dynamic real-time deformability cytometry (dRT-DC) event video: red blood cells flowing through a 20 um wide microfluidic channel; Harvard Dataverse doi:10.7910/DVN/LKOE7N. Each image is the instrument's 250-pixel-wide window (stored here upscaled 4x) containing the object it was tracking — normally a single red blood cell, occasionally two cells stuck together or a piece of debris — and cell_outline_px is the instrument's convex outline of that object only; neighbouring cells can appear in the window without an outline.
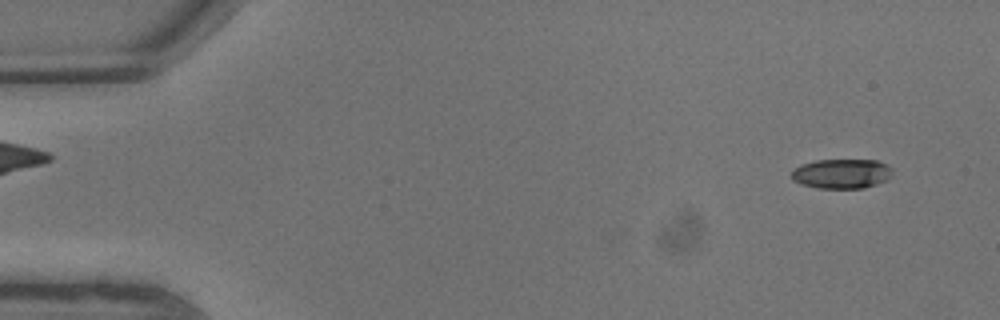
{"species": "common noctule bat (a hibernating species)", "species_latin": "Nyctalus noctula", "temperature_condition": "warm", "stored_images_in_passage": 8, "camera_frame_rate_fps": 3000, "um_per_image_px": 0.085, "animal": {"sex": "male", "body_mass_g": 13.3}, "frame": {"image": 1, "passage_image": 1, "time_ms": 0.0, "image_size_px": [1000, 320], "cell_outline_px": [[892, 176], [888, 180], [864, 188], [816, 188], [800, 184], [792, 180], [792, 172], [800, 164], [816, 160], [876, 160], [888, 164], [892, 168]], "centroid_in_image_um": [71.56, 14.76], "position_along_channel_um": 13.4, "area_um2": 17.63}}
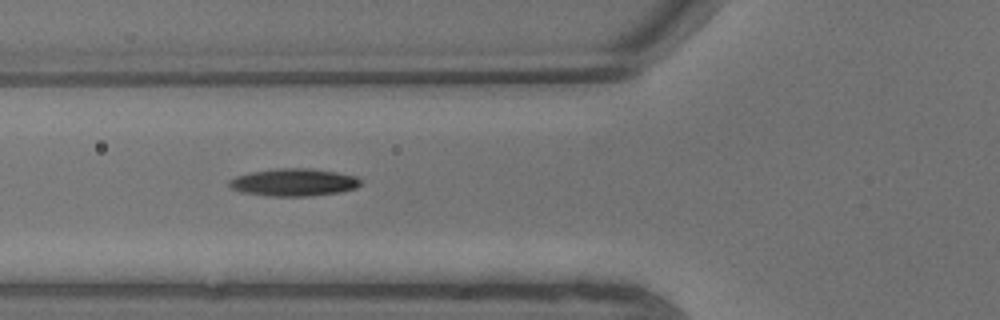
{"frame": {"image": 2, "passage_image": 7, "time_ms": 2.0, "image_size_px": [1000, 320], "cell_outline_px": [[360, 184], [356, 188], [340, 192], [312, 196], [268, 196], [240, 192], [232, 188], [228, 184], [228, 180], [236, 176], [252, 172], [276, 168], [308, 168], [336, 172], [356, 176], [360, 180]], "centroid_in_image_um": [24.95, 15.5], "position_along_channel_um": 100.8, "area_um2": 21.1}}
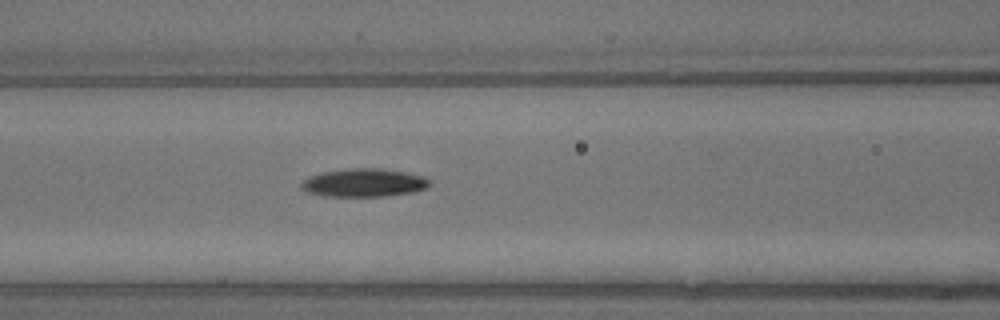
{"frame": {"image": 3, "passage_image": 8, "time_ms": 2.333, "image_size_px": [1000, 320], "cell_outline_px": [[428, 184], [424, 188], [412, 192], [384, 196], [324, 196], [308, 192], [300, 184], [304, 180], [312, 176], [324, 172], [348, 168], [380, 168], [404, 172], [424, 176], [428, 180]], "centroid_in_image_um": [30.93, 15.53], "position_along_channel_um": 135.7, "area_um2": 20.63}}